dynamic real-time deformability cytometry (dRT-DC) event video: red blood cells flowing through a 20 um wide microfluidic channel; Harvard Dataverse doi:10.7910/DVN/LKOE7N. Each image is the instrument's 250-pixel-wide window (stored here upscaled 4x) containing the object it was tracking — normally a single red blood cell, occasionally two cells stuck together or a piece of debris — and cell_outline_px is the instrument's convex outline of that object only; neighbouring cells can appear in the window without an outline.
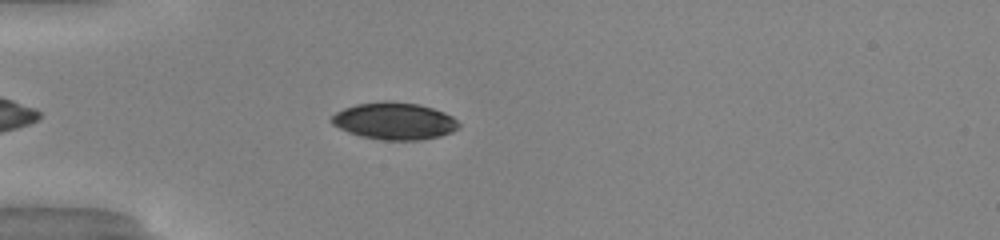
{"species": "common noctule bat (a hibernating species)", "species_latin": "Nyctalus noctula", "temperature_condition": "warm", "stored_images_in_passage": 34, "camera_frame_rate_fps": 3000, "um_per_image_px": 0.085, "animal": {"sex": "male", "body_mass_g": 20.0, "forearm_length_mm": 53.3}, "frame": {"image": 1, "passage_image": 4, "time_ms": 1.0, "image_size_px": [1000, 240], "cell_outline_px": [[460, 128], [452, 132], [440, 136], [420, 140], [384, 140], [360, 136], [348, 132], [332, 124], [328, 120], [336, 112], [344, 108], [356, 104], [384, 100], [388, 100], [420, 104], [444, 112], [452, 116], [460, 124]], "centroid_in_image_um": [33.52, 10.28], "position_along_channel_um": 51.5, "area_um2": 27.74}}
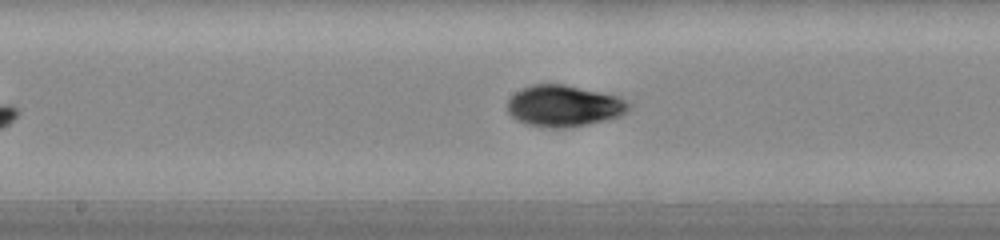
{"frame": {"image": 2, "passage_image": 16, "time_ms": 5.0, "image_size_px": [1000, 240], "cell_outline_px": [[632, 104], [620, 116], [588, 124], [564, 128], [548, 128], [528, 124], [516, 120], [508, 112], [508, 100], [520, 88], [532, 84], [564, 84], [620, 96]], "centroid_in_image_um": [47.93, 8.99], "position_along_channel_um": 200.3, "area_um2": 29.3}}
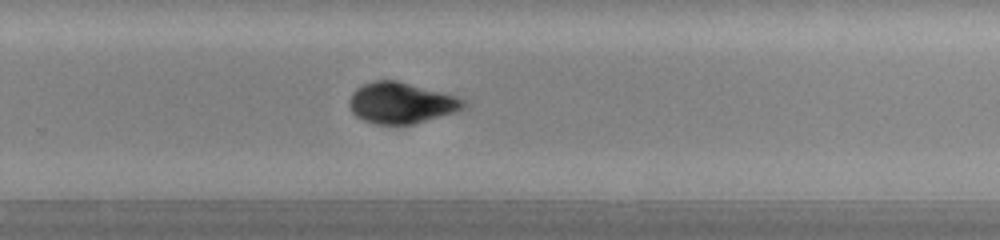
{"frame": {"image": 3, "passage_image": 23, "time_ms": 7.333, "image_size_px": [1000, 240], "cell_outline_px": [[468, 108], [412, 124], [376, 124], [364, 120], [356, 116], [352, 112], [348, 104], [348, 100], [352, 92], [356, 88], [364, 84], [376, 80], [396, 80], [456, 96], [464, 100], [468, 104]], "centroid_in_image_um": [34.09, 8.75], "position_along_channel_um": 295.7, "area_um2": 27.22}, "authors_computed_cell_mechanics": {"area_um2": 27.9463, "velocity_mm_per_s": 4.0964, "shape_relaxation_time_tau1_ms": 2.2391, "shape_relaxation_time_tau2_ms": 8.3387, "deformation_change_tau1": 0.1071, "deformation_change_tau2": 0.1363}}